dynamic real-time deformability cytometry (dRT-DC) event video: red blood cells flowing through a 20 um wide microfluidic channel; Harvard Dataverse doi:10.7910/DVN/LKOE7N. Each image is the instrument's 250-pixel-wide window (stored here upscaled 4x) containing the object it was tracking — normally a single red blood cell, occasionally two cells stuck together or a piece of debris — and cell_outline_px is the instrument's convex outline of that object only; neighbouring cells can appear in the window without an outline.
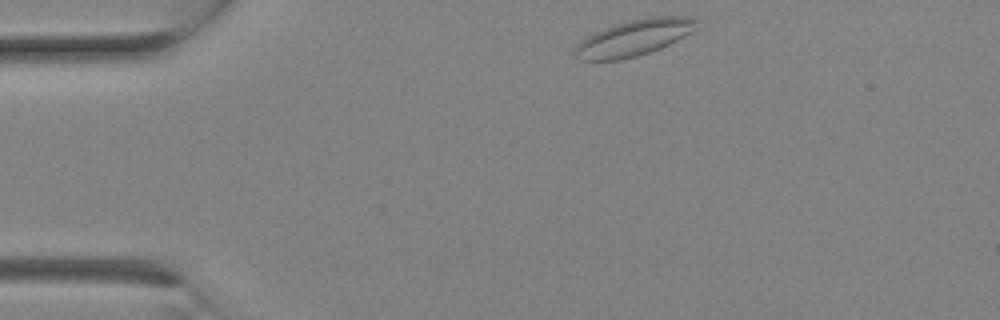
{"species": "Egyptian fruit bat (a non-hibernating species)", "species_latin": "Rousettus aegyptiacus", "temperature_condition": "room temperature", "stored_images_in_passage": 2, "camera_frame_rate_fps": 3000, "um_per_image_px": 0.085, "animal": {"sex": "female"}, "frame": {"image": 1, "passage_image": 1, "time_ms": 0.0, "image_size_px": [1000, 320], "cell_outline_px": [[700, 20], [696, 28], [692, 32], [660, 48], [636, 56], [620, 60], [580, 60], [576, 56], [576, 44], [588, 36], [604, 28], [616, 24], [632, 20], [652, 16], [700, 16]], "centroid_in_image_um": [53.97, 3.18], "position_along_channel_um": 31.0, "area_um2": 25.43}}